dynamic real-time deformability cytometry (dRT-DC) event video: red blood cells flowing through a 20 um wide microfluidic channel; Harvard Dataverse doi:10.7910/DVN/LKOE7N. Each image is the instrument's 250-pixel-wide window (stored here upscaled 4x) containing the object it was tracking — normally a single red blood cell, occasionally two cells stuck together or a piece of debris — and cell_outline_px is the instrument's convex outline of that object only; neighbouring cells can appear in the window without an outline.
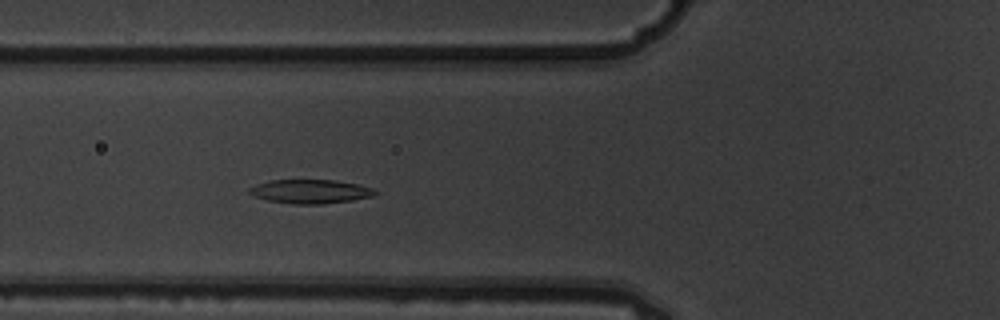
{"species": "common noctule bat (a hibernating species)", "species_latin": "Nyctalus noctula", "temperature_condition": "warm", "stored_images_in_passage": 4, "camera_frame_rate_fps": 3000, "um_per_image_px": 0.085, "animal": {"sex": "male", "body_mass_g": 19.5, "forearm_length_mm": 54.6}, "frame": {"image": 1, "passage_image": 4, "time_ms": 1.0, "image_size_px": [1000, 320], "cell_outline_px": [[380, 192], [372, 196], [352, 200], [324, 204], [292, 204], [268, 200], [256, 196], [248, 192], [248, 188], [256, 184], [268, 180], [336, 180], [356, 184], [372, 188]], "centroid_in_image_um": [26.38, 16.27], "position_along_channel_um": 99.4, "area_um2": 17.51}}